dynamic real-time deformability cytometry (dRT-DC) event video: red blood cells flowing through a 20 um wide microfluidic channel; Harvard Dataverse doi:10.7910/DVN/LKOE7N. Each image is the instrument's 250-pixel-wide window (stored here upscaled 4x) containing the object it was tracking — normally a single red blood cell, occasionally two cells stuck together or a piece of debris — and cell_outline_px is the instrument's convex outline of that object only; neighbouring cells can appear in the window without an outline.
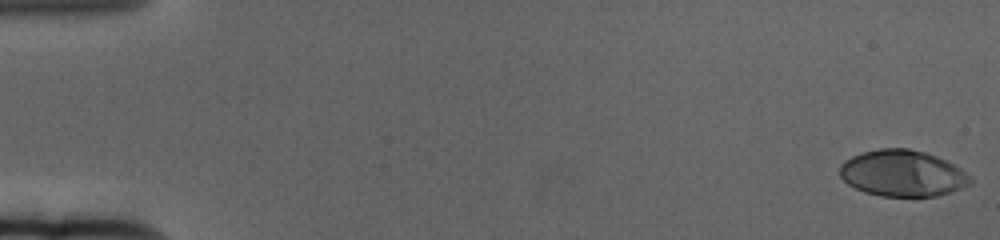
{"species": "human", "species_latin": "Homo sapiens", "temperature_condition": "cold", "stored_images_in_passage": 61, "camera_frame_rate_fps": 3000, "um_per_image_px": 0.085, "donor": {"sex": "female"}, "frame": {"image": 1, "passage_image": 1, "time_ms": 0.0, "image_size_px": [1000, 240], "cell_outline_px": [[972, 184], [952, 192], [936, 196], [880, 196], [864, 192], [848, 184], [840, 176], [840, 164], [844, 160], [852, 156], [864, 152], [880, 148], [908, 148], [924, 152], [936, 156], [960, 168], [972, 176]], "centroid_in_image_um": [76.73, 14.74], "position_along_channel_um": 8.3, "area_um2": 35.32}}
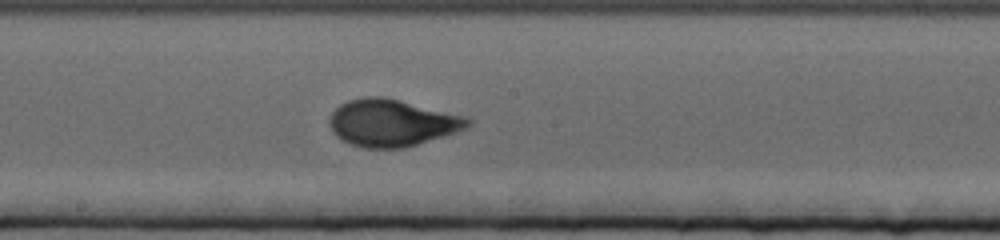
{"frame": {"image": 2, "passage_image": 34, "time_ms": 11.0, "image_size_px": [1000, 240], "cell_outline_px": [[472, 124], [468, 128], [444, 136], [404, 148], [364, 148], [340, 140], [332, 132], [328, 120], [332, 112], [340, 104], [348, 100], [368, 96], [380, 96], [400, 100], [464, 116], [472, 120]], "centroid_in_image_um": [33.3, 10.45], "position_along_channel_um": 214.9, "area_um2": 37.92}}
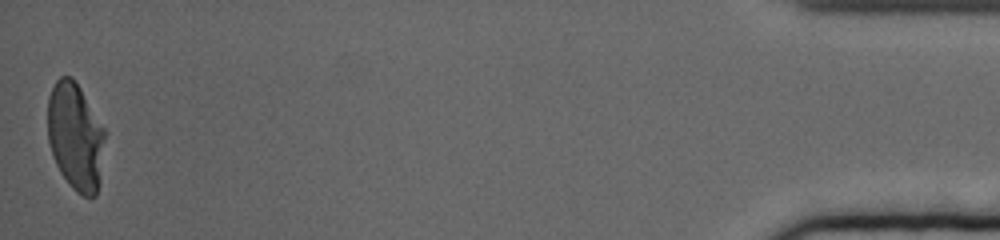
{"frame": {"image": 3, "passage_image": 61, "time_ms": 20.0, "image_size_px": [1000, 240], "cell_outline_px": [[104, 136], [100, 180], [96, 196], [84, 196], [76, 192], [72, 188], [60, 172], [52, 156], [48, 140], [48, 96], [56, 80], [60, 76], [72, 76], [80, 88], [104, 128]], "centroid_in_image_um": [6.39, 11.6], "position_along_channel_um": 428.8, "area_um2": 35.66}, "authors_computed_cell_mechanics": {"area_um2": 35.7204, "velocity_mm_per_s": 3.3286, "shape_relaxation_time_tau1_ms": 5.0396, "shape_relaxation_time_tau2_ms": null, "deformation_change_tau1": 0.234, "deformation_change_tau2": null}}